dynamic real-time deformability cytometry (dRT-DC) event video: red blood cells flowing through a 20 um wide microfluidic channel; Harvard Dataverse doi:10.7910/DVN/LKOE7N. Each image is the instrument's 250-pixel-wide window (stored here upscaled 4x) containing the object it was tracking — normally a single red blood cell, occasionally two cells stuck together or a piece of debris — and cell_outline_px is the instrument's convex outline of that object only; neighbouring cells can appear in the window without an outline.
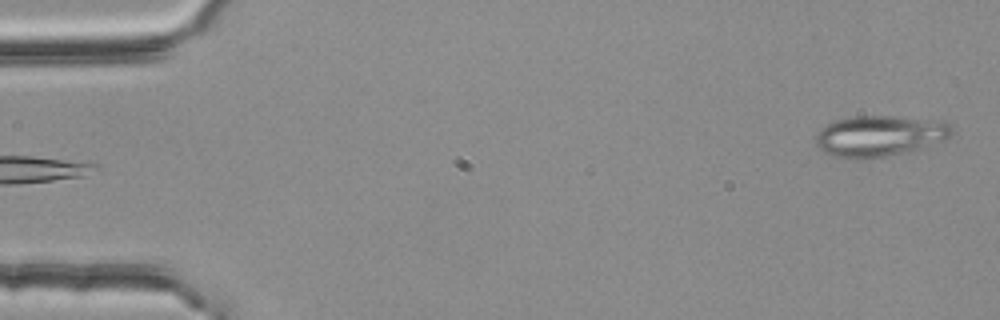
{"species": "common noctule bat (a hibernating species)", "species_latin": "Nyctalus noctula", "temperature_condition": "room temperature", "stored_images_in_passage": 3, "segment_of_instrument_passage": [2, 2], "camera_frame_rate_fps": 3000, "um_per_image_px": 0.085, "animal": {"sex": "female", "body_mass_g": 25.1}, "frame": {"image": 1, "passage_image": 3, "time_ms": 0.667, "image_size_px": [1000, 320], "cell_outline_px": [[952, 136], [944, 140], [908, 152], [860, 160], [852, 160], [836, 156], [824, 152], [816, 144], [816, 132], [820, 128], [836, 120], [852, 116], [892, 116], [944, 120], [952, 124]], "centroid_in_image_um": [74.79, 11.55], "position_along_channel_um": 10.2, "area_um2": 32.83}}